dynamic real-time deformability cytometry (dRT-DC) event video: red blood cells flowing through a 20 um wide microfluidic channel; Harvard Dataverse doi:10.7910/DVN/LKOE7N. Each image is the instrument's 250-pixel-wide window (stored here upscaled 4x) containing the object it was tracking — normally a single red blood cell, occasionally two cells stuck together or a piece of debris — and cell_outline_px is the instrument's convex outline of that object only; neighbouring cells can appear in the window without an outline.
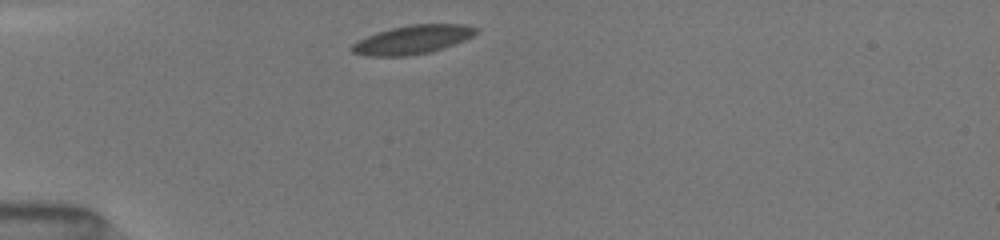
{"species": "common noctule bat (a hibernating species)", "species_latin": "Nyctalus noctula", "temperature_condition": "room temperature", "stored_images_in_passage": 15, "camera_frame_rate_fps": 3000, "um_per_image_px": 0.085, "animal": {"sex": "female", "body_mass_g": 19.5, "forearm_length_mm": 54.1}, "frame": {"image": 1, "passage_image": 1, "time_ms": 0.0, "image_size_px": [1000, 240], "cell_outline_px": [[480, 28], [472, 36], [464, 40], [428, 52], [408, 56], [368, 56], [352, 52], [348, 48], [352, 44], [368, 36], [392, 28], [412, 24], [468, 24]], "centroid_in_image_um": [35.08, 3.36], "position_along_channel_um": 49.9, "area_um2": 20.46}}
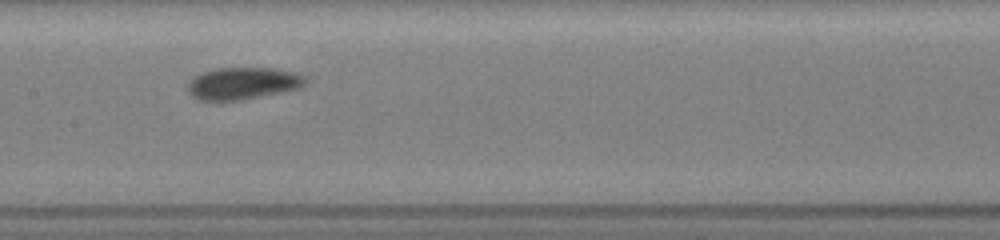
{"frame": {"image": 2, "passage_image": 5, "time_ms": 4.0, "image_size_px": [1000, 240], "cell_outline_px": [[308, 80], [300, 88], [240, 100], [196, 100], [188, 92], [188, 84], [196, 76], [204, 72], [220, 68], [272, 68], [296, 72], [304, 76]], "centroid_in_image_um": [20.67, 7.08], "position_along_channel_um": 186.7, "area_um2": 21.73}}
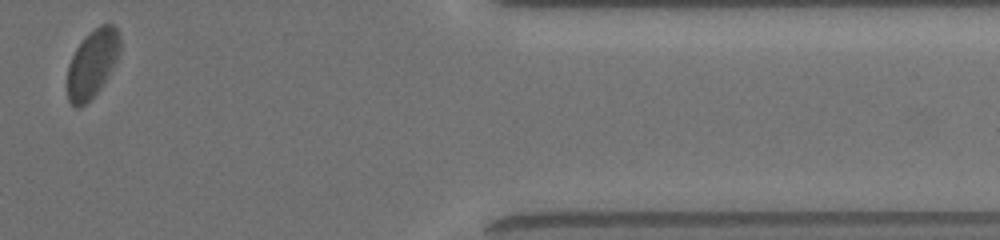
{"frame": {"image": 3, "passage_image": 11, "time_ms": 10.333, "image_size_px": [1000, 240], "cell_outline_px": [[120, 52], [112, 68], [100, 88], [80, 108], [76, 108], [68, 100], [68, 64], [76, 48], [88, 32], [100, 24], [112, 24], [120, 32]], "centroid_in_image_um": [7.85, 5.36], "position_along_channel_um": 403.5, "area_um2": 20.69}, "authors_computed_cell_mechanics": {"area_um2": 21.4438, "velocity_mm_per_s": 3.9672, "shape_relaxation_time_tau1_ms": 4.3457, "shape_relaxation_time_tau2_ms": null, "deformation_change_tau1": 0.0746, "deformation_change_tau2": null}}